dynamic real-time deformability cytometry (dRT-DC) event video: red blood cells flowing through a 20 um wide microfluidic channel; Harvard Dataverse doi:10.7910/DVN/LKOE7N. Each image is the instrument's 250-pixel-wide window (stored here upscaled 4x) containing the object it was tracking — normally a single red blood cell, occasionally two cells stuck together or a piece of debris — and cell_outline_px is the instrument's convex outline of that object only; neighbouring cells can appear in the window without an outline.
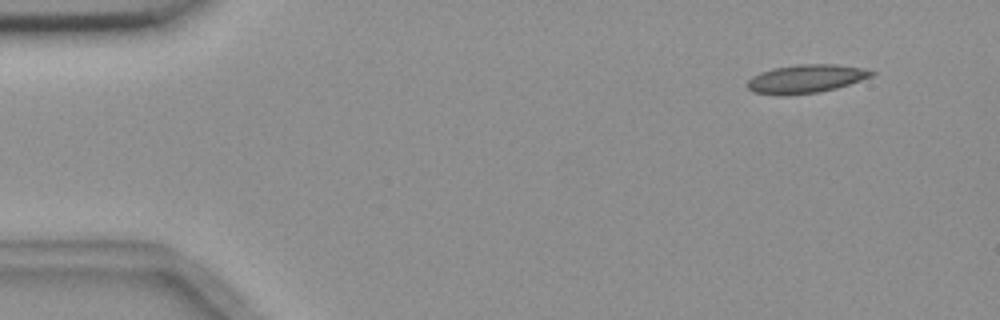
{"species": "common noctule bat (a hibernating species)", "species_latin": "Nyctalus noctula", "temperature_condition": "room temperature", "stored_images_in_passage": 5, "camera_frame_rate_fps": 3000, "um_per_image_px": 0.085, "animal": {"sex": "female", "body_mass_g": 18.4}, "frame": {"image": 1, "passage_image": 2, "time_ms": 1.333, "image_size_px": [1000, 320], "cell_outline_px": [[876, 72], [872, 76], [836, 88], [820, 92], [752, 92], [748, 88], [748, 80], [752, 76], [760, 72], [772, 68], [796, 64], [836, 64], [860, 68]], "centroid_in_image_um": [68.53, 6.64], "position_along_channel_um": 16.5, "area_um2": 19.59}}